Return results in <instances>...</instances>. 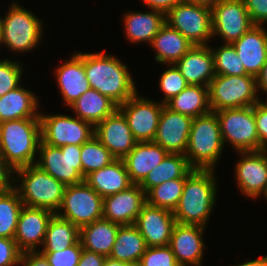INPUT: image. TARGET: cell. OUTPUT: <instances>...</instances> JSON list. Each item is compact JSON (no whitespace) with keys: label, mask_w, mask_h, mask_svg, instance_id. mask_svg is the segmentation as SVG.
<instances>
[{"label":"cell","mask_w":267,"mask_h":266,"mask_svg":"<svg viewBox=\"0 0 267 266\" xmlns=\"http://www.w3.org/2000/svg\"><path fill=\"white\" fill-rule=\"evenodd\" d=\"M84 67L90 87L108 97L117 106L138 92L127 65L117 57L105 54V50L84 53Z\"/></svg>","instance_id":"6da1fadb"},{"label":"cell","mask_w":267,"mask_h":266,"mask_svg":"<svg viewBox=\"0 0 267 266\" xmlns=\"http://www.w3.org/2000/svg\"><path fill=\"white\" fill-rule=\"evenodd\" d=\"M214 176V170L201 169H192L186 176L181 198L173 211L177 223L206 227L217 200Z\"/></svg>","instance_id":"7a4b0ae2"},{"label":"cell","mask_w":267,"mask_h":266,"mask_svg":"<svg viewBox=\"0 0 267 266\" xmlns=\"http://www.w3.org/2000/svg\"><path fill=\"white\" fill-rule=\"evenodd\" d=\"M40 141V118L16 119L0 123V157L13 170L36 163Z\"/></svg>","instance_id":"3957f363"},{"label":"cell","mask_w":267,"mask_h":266,"mask_svg":"<svg viewBox=\"0 0 267 266\" xmlns=\"http://www.w3.org/2000/svg\"><path fill=\"white\" fill-rule=\"evenodd\" d=\"M14 176L16 178L14 177L13 186L24 206L58 212L66 189L65 184L35 164L14 170Z\"/></svg>","instance_id":"277c9868"},{"label":"cell","mask_w":267,"mask_h":266,"mask_svg":"<svg viewBox=\"0 0 267 266\" xmlns=\"http://www.w3.org/2000/svg\"><path fill=\"white\" fill-rule=\"evenodd\" d=\"M224 148L215 112L193 118L185 156L192 169L214 170Z\"/></svg>","instance_id":"5b68a950"},{"label":"cell","mask_w":267,"mask_h":266,"mask_svg":"<svg viewBox=\"0 0 267 266\" xmlns=\"http://www.w3.org/2000/svg\"><path fill=\"white\" fill-rule=\"evenodd\" d=\"M10 6L7 13L0 16V44L4 43L12 52H30L42 41V20L16 2Z\"/></svg>","instance_id":"8992f818"},{"label":"cell","mask_w":267,"mask_h":266,"mask_svg":"<svg viewBox=\"0 0 267 266\" xmlns=\"http://www.w3.org/2000/svg\"><path fill=\"white\" fill-rule=\"evenodd\" d=\"M256 77L252 75H215L209 84L212 112L244 108L259 102Z\"/></svg>","instance_id":"52a82bcc"},{"label":"cell","mask_w":267,"mask_h":266,"mask_svg":"<svg viewBox=\"0 0 267 266\" xmlns=\"http://www.w3.org/2000/svg\"><path fill=\"white\" fill-rule=\"evenodd\" d=\"M220 123L223 144L236 152L260 151V141L253 106L215 111Z\"/></svg>","instance_id":"ba28073f"},{"label":"cell","mask_w":267,"mask_h":266,"mask_svg":"<svg viewBox=\"0 0 267 266\" xmlns=\"http://www.w3.org/2000/svg\"><path fill=\"white\" fill-rule=\"evenodd\" d=\"M165 21L193 45H207L213 39L211 7L183 0L165 15Z\"/></svg>","instance_id":"9c48e42d"},{"label":"cell","mask_w":267,"mask_h":266,"mask_svg":"<svg viewBox=\"0 0 267 266\" xmlns=\"http://www.w3.org/2000/svg\"><path fill=\"white\" fill-rule=\"evenodd\" d=\"M35 165L66 186L84 181L81 145L55 147L40 141Z\"/></svg>","instance_id":"30bf717a"},{"label":"cell","mask_w":267,"mask_h":266,"mask_svg":"<svg viewBox=\"0 0 267 266\" xmlns=\"http://www.w3.org/2000/svg\"><path fill=\"white\" fill-rule=\"evenodd\" d=\"M56 214L80 229L103 218V198L85 181L68 185Z\"/></svg>","instance_id":"8fae6325"},{"label":"cell","mask_w":267,"mask_h":266,"mask_svg":"<svg viewBox=\"0 0 267 266\" xmlns=\"http://www.w3.org/2000/svg\"><path fill=\"white\" fill-rule=\"evenodd\" d=\"M39 118L41 141L51 146L82 145L94 136V126L75 115H44L39 112Z\"/></svg>","instance_id":"7c38bea8"},{"label":"cell","mask_w":267,"mask_h":266,"mask_svg":"<svg viewBox=\"0 0 267 266\" xmlns=\"http://www.w3.org/2000/svg\"><path fill=\"white\" fill-rule=\"evenodd\" d=\"M136 92L131 98L118 106L125 116L130 131L137 142L154 141L157 133L162 104Z\"/></svg>","instance_id":"4fadbf2b"},{"label":"cell","mask_w":267,"mask_h":266,"mask_svg":"<svg viewBox=\"0 0 267 266\" xmlns=\"http://www.w3.org/2000/svg\"><path fill=\"white\" fill-rule=\"evenodd\" d=\"M212 10V35H218L224 44H232L254 24L244 0H220Z\"/></svg>","instance_id":"5bb4252c"},{"label":"cell","mask_w":267,"mask_h":266,"mask_svg":"<svg viewBox=\"0 0 267 266\" xmlns=\"http://www.w3.org/2000/svg\"><path fill=\"white\" fill-rule=\"evenodd\" d=\"M235 166L238 189L251 199L262 196L267 186V150L238 152Z\"/></svg>","instance_id":"9a60e30c"},{"label":"cell","mask_w":267,"mask_h":266,"mask_svg":"<svg viewBox=\"0 0 267 266\" xmlns=\"http://www.w3.org/2000/svg\"><path fill=\"white\" fill-rule=\"evenodd\" d=\"M94 136L116 159H123L137 143L125 116L118 108L94 126Z\"/></svg>","instance_id":"2e32d148"},{"label":"cell","mask_w":267,"mask_h":266,"mask_svg":"<svg viewBox=\"0 0 267 266\" xmlns=\"http://www.w3.org/2000/svg\"><path fill=\"white\" fill-rule=\"evenodd\" d=\"M192 121L191 116L173 112L164 105L154 142L168 153L185 154Z\"/></svg>","instance_id":"e0dca14e"},{"label":"cell","mask_w":267,"mask_h":266,"mask_svg":"<svg viewBox=\"0 0 267 266\" xmlns=\"http://www.w3.org/2000/svg\"><path fill=\"white\" fill-rule=\"evenodd\" d=\"M205 227L199 225L175 223L169 247L180 266H201L205 243Z\"/></svg>","instance_id":"ac0fdd59"},{"label":"cell","mask_w":267,"mask_h":266,"mask_svg":"<svg viewBox=\"0 0 267 266\" xmlns=\"http://www.w3.org/2000/svg\"><path fill=\"white\" fill-rule=\"evenodd\" d=\"M172 211L145 204L134 225L145 239L147 247L168 246L175 225Z\"/></svg>","instance_id":"d6986e66"},{"label":"cell","mask_w":267,"mask_h":266,"mask_svg":"<svg viewBox=\"0 0 267 266\" xmlns=\"http://www.w3.org/2000/svg\"><path fill=\"white\" fill-rule=\"evenodd\" d=\"M146 204V192L139 184L103 198V218L120 224H134L143 206Z\"/></svg>","instance_id":"ffe728a7"},{"label":"cell","mask_w":267,"mask_h":266,"mask_svg":"<svg viewBox=\"0 0 267 266\" xmlns=\"http://www.w3.org/2000/svg\"><path fill=\"white\" fill-rule=\"evenodd\" d=\"M54 214L44 208L22 207L14 237L22 253L37 251L36 248L42 246L49 221Z\"/></svg>","instance_id":"44dd1931"},{"label":"cell","mask_w":267,"mask_h":266,"mask_svg":"<svg viewBox=\"0 0 267 266\" xmlns=\"http://www.w3.org/2000/svg\"><path fill=\"white\" fill-rule=\"evenodd\" d=\"M264 25H253L232 45L248 75L257 77L267 61V30Z\"/></svg>","instance_id":"7402d4cb"},{"label":"cell","mask_w":267,"mask_h":266,"mask_svg":"<svg viewBox=\"0 0 267 266\" xmlns=\"http://www.w3.org/2000/svg\"><path fill=\"white\" fill-rule=\"evenodd\" d=\"M56 81L64 104L70 106L85 91L90 89L84 67V53L75 52L55 70Z\"/></svg>","instance_id":"603a6c76"},{"label":"cell","mask_w":267,"mask_h":266,"mask_svg":"<svg viewBox=\"0 0 267 266\" xmlns=\"http://www.w3.org/2000/svg\"><path fill=\"white\" fill-rule=\"evenodd\" d=\"M175 65L189 85L209 87L215 77L214 57L209 45H193Z\"/></svg>","instance_id":"cb8c5ba5"},{"label":"cell","mask_w":267,"mask_h":266,"mask_svg":"<svg viewBox=\"0 0 267 266\" xmlns=\"http://www.w3.org/2000/svg\"><path fill=\"white\" fill-rule=\"evenodd\" d=\"M168 152L154 141L137 142L122 160L133 184H140Z\"/></svg>","instance_id":"d4e9b609"},{"label":"cell","mask_w":267,"mask_h":266,"mask_svg":"<svg viewBox=\"0 0 267 266\" xmlns=\"http://www.w3.org/2000/svg\"><path fill=\"white\" fill-rule=\"evenodd\" d=\"M84 181L102 198L124 191L133 185L122 159H116L110 165L91 172Z\"/></svg>","instance_id":"484cf974"},{"label":"cell","mask_w":267,"mask_h":266,"mask_svg":"<svg viewBox=\"0 0 267 266\" xmlns=\"http://www.w3.org/2000/svg\"><path fill=\"white\" fill-rule=\"evenodd\" d=\"M124 30L131 43L147 42L151 44L153 37L166 23L165 14L152 10L150 12H128L123 16Z\"/></svg>","instance_id":"4316f807"},{"label":"cell","mask_w":267,"mask_h":266,"mask_svg":"<svg viewBox=\"0 0 267 266\" xmlns=\"http://www.w3.org/2000/svg\"><path fill=\"white\" fill-rule=\"evenodd\" d=\"M149 46L155 50L154 58L158 64L169 65L178 62L193 47V44L179 31L165 23Z\"/></svg>","instance_id":"83f0119b"},{"label":"cell","mask_w":267,"mask_h":266,"mask_svg":"<svg viewBox=\"0 0 267 266\" xmlns=\"http://www.w3.org/2000/svg\"><path fill=\"white\" fill-rule=\"evenodd\" d=\"M119 227L120 224L105 218L95 220L93 223L81 227L79 240L82 248L106 258L109 257Z\"/></svg>","instance_id":"f1b7e54d"},{"label":"cell","mask_w":267,"mask_h":266,"mask_svg":"<svg viewBox=\"0 0 267 266\" xmlns=\"http://www.w3.org/2000/svg\"><path fill=\"white\" fill-rule=\"evenodd\" d=\"M35 93L19 86L0 97V123L8 120L39 118ZM38 112V113H37Z\"/></svg>","instance_id":"f546056e"},{"label":"cell","mask_w":267,"mask_h":266,"mask_svg":"<svg viewBox=\"0 0 267 266\" xmlns=\"http://www.w3.org/2000/svg\"><path fill=\"white\" fill-rule=\"evenodd\" d=\"M146 249L145 239L134 224L120 225L109 257L137 266Z\"/></svg>","instance_id":"4dcf8cb0"},{"label":"cell","mask_w":267,"mask_h":266,"mask_svg":"<svg viewBox=\"0 0 267 266\" xmlns=\"http://www.w3.org/2000/svg\"><path fill=\"white\" fill-rule=\"evenodd\" d=\"M70 107L76 117L90 122L93 126L103 121L118 108L113 101L93 88L85 91Z\"/></svg>","instance_id":"1f68e13d"},{"label":"cell","mask_w":267,"mask_h":266,"mask_svg":"<svg viewBox=\"0 0 267 266\" xmlns=\"http://www.w3.org/2000/svg\"><path fill=\"white\" fill-rule=\"evenodd\" d=\"M165 106L173 112L185 114L192 118L206 115L211 112L209 87L188 85L178 95L169 100Z\"/></svg>","instance_id":"d6a6232c"},{"label":"cell","mask_w":267,"mask_h":266,"mask_svg":"<svg viewBox=\"0 0 267 266\" xmlns=\"http://www.w3.org/2000/svg\"><path fill=\"white\" fill-rule=\"evenodd\" d=\"M191 171L192 168L184 154L168 153L162 162L154 167L139 185L147 192L163 182L186 178Z\"/></svg>","instance_id":"836d02e7"},{"label":"cell","mask_w":267,"mask_h":266,"mask_svg":"<svg viewBox=\"0 0 267 266\" xmlns=\"http://www.w3.org/2000/svg\"><path fill=\"white\" fill-rule=\"evenodd\" d=\"M80 229L56 213L49 221L40 252L62 251L79 241Z\"/></svg>","instance_id":"e575fe53"},{"label":"cell","mask_w":267,"mask_h":266,"mask_svg":"<svg viewBox=\"0 0 267 266\" xmlns=\"http://www.w3.org/2000/svg\"><path fill=\"white\" fill-rule=\"evenodd\" d=\"M23 206L14 186L10 190L0 193V237H15L19 215Z\"/></svg>","instance_id":"d590c367"},{"label":"cell","mask_w":267,"mask_h":266,"mask_svg":"<svg viewBox=\"0 0 267 266\" xmlns=\"http://www.w3.org/2000/svg\"><path fill=\"white\" fill-rule=\"evenodd\" d=\"M185 178L163 182L146 192V203L159 208L174 211L183 192Z\"/></svg>","instance_id":"8d00e7d4"},{"label":"cell","mask_w":267,"mask_h":266,"mask_svg":"<svg viewBox=\"0 0 267 266\" xmlns=\"http://www.w3.org/2000/svg\"><path fill=\"white\" fill-rule=\"evenodd\" d=\"M114 160L116 158L95 136L81 145L82 176L84 178L91 172L110 165Z\"/></svg>","instance_id":"74e56055"},{"label":"cell","mask_w":267,"mask_h":266,"mask_svg":"<svg viewBox=\"0 0 267 266\" xmlns=\"http://www.w3.org/2000/svg\"><path fill=\"white\" fill-rule=\"evenodd\" d=\"M215 75H248L232 44L212 49Z\"/></svg>","instance_id":"f35d334b"},{"label":"cell","mask_w":267,"mask_h":266,"mask_svg":"<svg viewBox=\"0 0 267 266\" xmlns=\"http://www.w3.org/2000/svg\"><path fill=\"white\" fill-rule=\"evenodd\" d=\"M168 67L159 79V87L165 95L161 102L164 105L189 85L175 64Z\"/></svg>","instance_id":"ab89813d"},{"label":"cell","mask_w":267,"mask_h":266,"mask_svg":"<svg viewBox=\"0 0 267 266\" xmlns=\"http://www.w3.org/2000/svg\"><path fill=\"white\" fill-rule=\"evenodd\" d=\"M19 61L0 60V97L20 86L23 68Z\"/></svg>","instance_id":"60d3db41"},{"label":"cell","mask_w":267,"mask_h":266,"mask_svg":"<svg viewBox=\"0 0 267 266\" xmlns=\"http://www.w3.org/2000/svg\"><path fill=\"white\" fill-rule=\"evenodd\" d=\"M137 266H180L169 246L147 247Z\"/></svg>","instance_id":"b9f144b4"},{"label":"cell","mask_w":267,"mask_h":266,"mask_svg":"<svg viewBox=\"0 0 267 266\" xmlns=\"http://www.w3.org/2000/svg\"><path fill=\"white\" fill-rule=\"evenodd\" d=\"M80 240L62 251L41 252L51 266H77L82 253Z\"/></svg>","instance_id":"7bdbcfd3"},{"label":"cell","mask_w":267,"mask_h":266,"mask_svg":"<svg viewBox=\"0 0 267 266\" xmlns=\"http://www.w3.org/2000/svg\"><path fill=\"white\" fill-rule=\"evenodd\" d=\"M21 254L14 238L0 237V266H19Z\"/></svg>","instance_id":"ee69618b"},{"label":"cell","mask_w":267,"mask_h":266,"mask_svg":"<svg viewBox=\"0 0 267 266\" xmlns=\"http://www.w3.org/2000/svg\"><path fill=\"white\" fill-rule=\"evenodd\" d=\"M244 3L254 25L267 23V0H244Z\"/></svg>","instance_id":"f6af8a7d"},{"label":"cell","mask_w":267,"mask_h":266,"mask_svg":"<svg viewBox=\"0 0 267 266\" xmlns=\"http://www.w3.org/2000/svg\"><path fill=\"white\" fill-rule=\"evenodd\" d=\"M254 119L260 141V151L267 150V110L259 103L253 105Z\"/></svg>","instance_id":"bcb514c9"},{"label":"cell","mask_w":267,"mask_h":266,"mask_svg":"<svg viewBox=\"0 0 267 266\" xmlns=\"http://www.w3.org/2000/svg\"><path fill=\"white\" fill-rule=\"evenodd\" d=\"M13 185L14 170L0 157V193L10 190Z\"/></svg>","instance_id":"7dc6e473"},{"label":"cell","mask_w":267,"mask_h":266,"mask_svg":"<svg viewBox=\"0 0 267 266\" xmlns=\"http://www.w3.org/2000/svg\"><path fill=\"white\" fill-rule=\"evenodd\" d=\"M20 266H51L40 251H27L21 254Z\"/></svg>","instance_id":"c3c4849f"},{"label":"cell","mask_w":267,"mask_h":266,"mask_svg":"<svg viewBox=\"0 0 267 266\" xmlns=\"http://www.w3.org/2000/svg\"><path fill=\"white\" fill-rule=\"evenodd\" d=\"M183 0H142L148 9L160 11L165 15Z\"/></svg>","instance_id":"681fc988"},{"label":"cell","mask_w":267,"mask_h":266,"mask_svg":"<svg viewBox=\"0 0 267 266\" xmlns=\"http://www.w3.org/2000/svg\"><path fill=\"white\" fill-rule=\"evenodd\" d=\"M106 257L83 249L77 266H103Z\"/></svg>","instance_id":"f907efd6"},{"label":"cell","mask_w":267,"mask_h":266,"mask_svg":"<svg viewBox=\"0 0 267 266\" xmlns=\"http://www.w3.org/2000/svg\"><path fill=\"white\" fill-rule=\"evenodd\" d=\"M256 82H257V89L263 93H267V61L263 65V68L261 69V72L259 75L256 77Z\"/></svg>","instance_id":"816d5d0a"},{"label":"cell","mask_w":267,"mask_h":266,"mask_svg":"<svg viewBox=\"0 0 267 266\" xmlns=\"http://www.w3.org/2000/svg\"><path fill=\"white\" fill-rule=\"evenodd\" d=\"M233 266H267V255L260 256V258H257L255 260L247 261Z\"/></svg>","instance_id":"f5cc1de1"},{"label":"cell","mask_w":267,"mask_h":266,"mask_svg":"<svg viewBox=\"0 0 267 266\" xmlns=\"http://www.w3.org/2000/svg\"><path fill=\"white\" fill-rule=\"evenodd\" d=\"M103 266H134V265L107 257Z\"/></svg>","instance_id":"db71d44e"},{"label":"cell","mask_w":267,"mask_h":266,"mask_svg":"<svg viewBox=\"0 0 267 266\" xmlns=\"http://www.w3.org/2000/svg\"><path fill=\"white\" fill-rule=\"evenodd\" d=\"M192 3L200 4V5H205L208 7H213L215 6L220 0H187Z\"/></svg>","instance_id":"11a10c76"},{"label":"cell","mask_w":267,"mask_h":266,"mask_svg":"<svg viewBox=\"0 0 267 266\" xmlns=\"http://www.w3.org/2000/svg\"><path fill=\"white\" fill-rule=\"evenodd\" d=\"M267 95V93H265ZM264 109L267 110V98H265V102L262 101V99H259L258 102Z\"/></svg>","instance_id":"9f6ffc18"},{"label":"cell","mask_w":267,"mask_h":266,"mask_svg":"<svg viewBox=\"0 0 267 266\" xmlns=\"http://www.w3.org/2000/svg\"><path fill=\"white\" fill-rule=\"evenodd\" d=\"M264 195V197L266 198V200H267V186H266V189H265V191H264V193H263Z\"/></svg>","instance_id":"6f0895ef"}]
</instances>
